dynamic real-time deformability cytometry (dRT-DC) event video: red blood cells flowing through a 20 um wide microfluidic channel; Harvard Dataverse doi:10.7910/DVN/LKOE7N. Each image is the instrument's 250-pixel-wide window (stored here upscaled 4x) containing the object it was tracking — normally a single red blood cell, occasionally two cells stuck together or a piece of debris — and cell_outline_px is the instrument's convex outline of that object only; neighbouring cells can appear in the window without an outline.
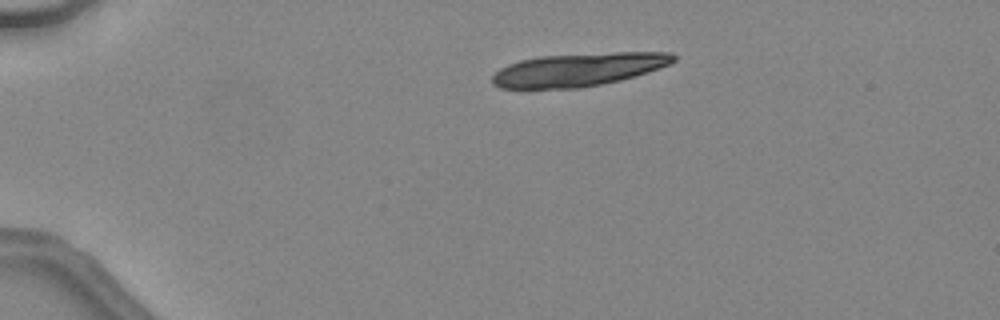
{"species": "common noctule bat (a hibernating species)", "species_latin": "Nyctalus noctula", "temperature_condition": "warm", "stored_images_in_passage": 9, "camera_frame_rate_fps": 3000, "um_per_image_px": 0.085, "animal": {"sex": "female", "body_mass_g": 24.6, "forearm_length_mm": 56.2}, "frame": {"image": 1, "passage_image": 1, "time_ms": 0.0, "image_size_px": [1000, 320], "cell_outline_px": [[676, 60], [672, 64], [648, 72], [620, 80], [580, 88], [500, 88], [492, 84], [492, 76], [500, 68], [508, 64], [520, 60], [540, 56], [616, 52], [672, 52], [676, 56]], "centroid_in_image_um": [49.19, 5.91], "position_along_channel_um": 35.8, "area_um2": 35.08}}